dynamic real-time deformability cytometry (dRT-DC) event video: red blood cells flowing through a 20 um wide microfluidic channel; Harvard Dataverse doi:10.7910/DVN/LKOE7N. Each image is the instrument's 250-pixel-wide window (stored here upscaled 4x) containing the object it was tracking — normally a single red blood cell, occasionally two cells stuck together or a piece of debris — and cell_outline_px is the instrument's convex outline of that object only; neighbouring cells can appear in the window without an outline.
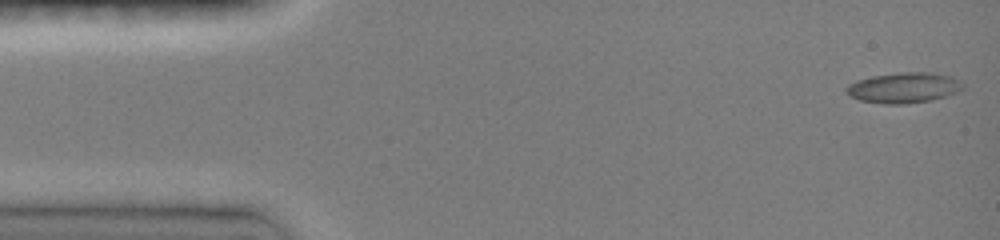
{"species": "common noctule bat (a hibernating species)", "species_latin": "Nyctalus noctula", "temperature_condition": "room temperature", "stored_images_in_passage": 7, "camera_frame_rate_fps": 3000, "um_per_image_px": 0.085, "animal": {"sex": "female", "body_mass_g": 19.0, "forearm_length_mm": 51.5}, "frame": {"image": 1, "passage_image": 1, "time_ms": 0.0, "image_size_px": [1000, 240], "cell_outline_px": [[964, 88], [956, 92], [932, 100], [904, 104], [884, 104], [860, 100], [848, 96], [844, 92], [844, 88], [848, 84], [856, 80], [872, 76], [900, 72], [932, 72], [952, 76], [964, 84]], "centroid_in_image_um": [76.78, 7.45], "position_along_channel_um": 8.2, "area_um2": 20.92}}
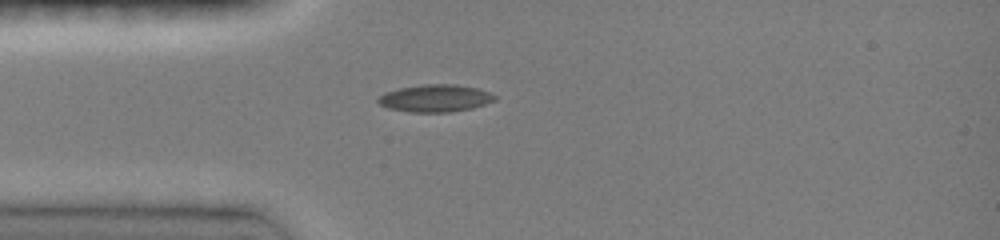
{"frame": {"image": 2, "passage_image": 7, "time_ms": 3.667, "image_size_px": [1000, 240], "cell_outline_px": [[496, 100], [472, 108], [452, 112], [408, 112], [388, 108], [380, 104], [376, 100], [384, 92], [400, 88], [424, 84], [456, 84], [476, 88], [488, 92], [496, 96]], "centroid_in_image_um": [36.98, 8.35], "position_along_channel_um": 48.0, "area_um2": 18.55}}